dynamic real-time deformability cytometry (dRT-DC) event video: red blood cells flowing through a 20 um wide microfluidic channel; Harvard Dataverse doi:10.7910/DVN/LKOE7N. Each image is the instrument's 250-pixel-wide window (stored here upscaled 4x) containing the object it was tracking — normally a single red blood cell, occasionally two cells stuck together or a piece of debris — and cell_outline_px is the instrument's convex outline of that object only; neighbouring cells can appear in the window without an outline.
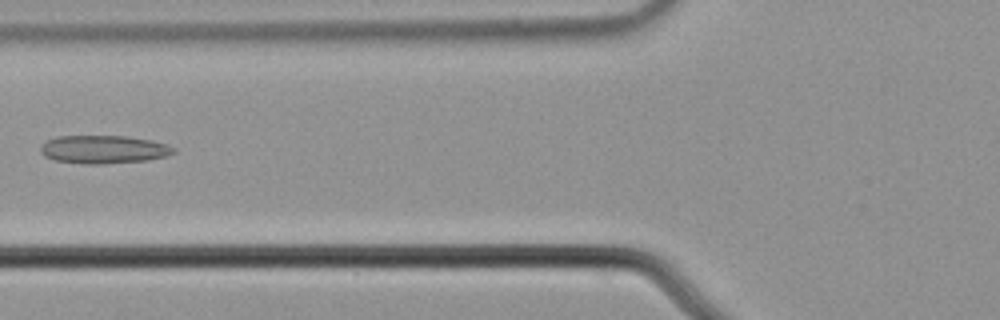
{"species": "common noctule bat (a hibernating species)", "species_latin": "Nyctalus noctula", "temperature_condition": "cold", "stored_images_in_passage": 3, "camera_frame_rate_fps": 3000, "um_per_image_px": 0.085, "animal": {"sex": "male", "body_mass_g": 21.5, "forearm_length_mm": 52.0}, "frame": {"image": 1, "passage_image": 2, "time_ms": 0.333, "image_size_px": [1000, 320], "cell_outline_px": [[176, 152], [164, 156], [148, 160], [104, 164], [84, 164], [56, 160], [44, 156], [40, 152], [40, 148], [48, 140], [56, 136], [128, 136], [152, 140], [176, 148]], "centroid_in_image_um": [8.81, 12.7], "position_along_channel_um": 117.0, "area_um2": 21.79}}
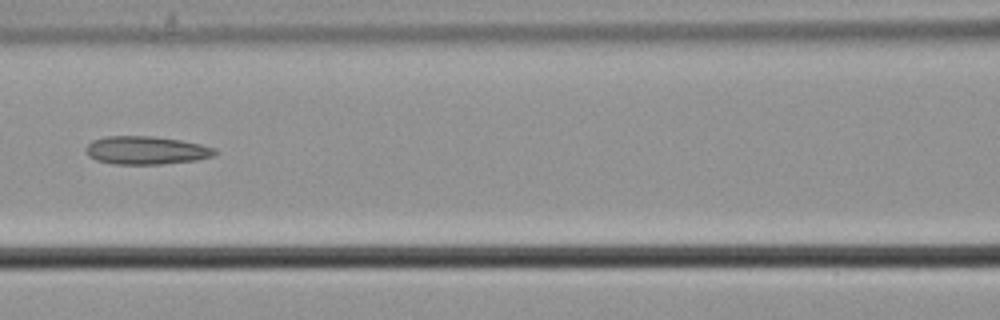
{"frame": {"image": 2, "passage_image": 3, "time_ms": 0.667, "image_size_px": [1000, 320], "cell_outline_px": [[216, 152], [212, 156], [196, 160], [160, 164], [112, 164], [96, 160], [88, 156], [84, 148], [92, 140], [104, 136], [152, 136], [180, 140], [200, 144], [216, 148]], "centroid_in_image_um": [12.37, 12.77], "position_along_channel_um": 154.2, "area_um2": 21.21}}